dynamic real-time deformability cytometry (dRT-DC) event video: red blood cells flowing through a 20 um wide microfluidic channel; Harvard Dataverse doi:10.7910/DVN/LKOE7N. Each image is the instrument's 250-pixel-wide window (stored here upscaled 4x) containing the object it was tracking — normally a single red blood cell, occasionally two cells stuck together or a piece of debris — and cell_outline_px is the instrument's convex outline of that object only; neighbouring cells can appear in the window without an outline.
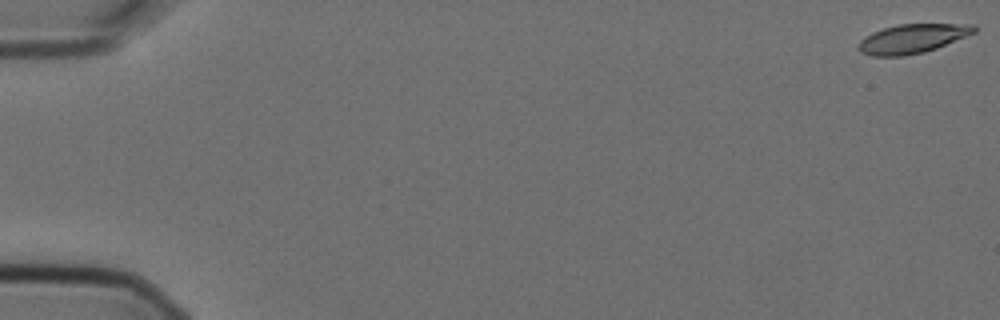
{"species": "Egyptian fruit bat (a non-hibernating species)", "species_latin": "Rousettus aegyptiacus", "temperature_condition": "cold", "stored_images_in_passage": 6, "camera_frame_rate_fps": 3000, "um_per_image_px": 0.085, "animal": {"sex": "female"}, "frame": {"image": 1, "passage_image": 1, "time_ms": 0.0, "image_size_px": [1000, 320], "cell_outline_px": [[976, 32], [936, 48], [924, 52], [904, 56], [872, 56], [860, 52], [860, 40], [872, 32], [884, 28], [900, 24], [976, 24]], "centroid_in_image_um": [77.57, 3.28], "position_along_channel_um": 7.4, "area_um2": 19.42}}
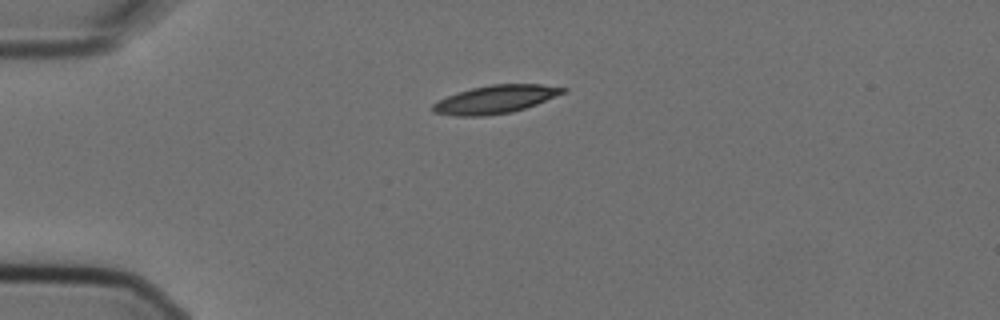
{"frame": {"image": 2, "passage_image": 5, "time_ms": 1.333, "image_size_px": [1000, 320], "cell_outline_px": [[568, 92], [536, 104], [512, 112], [484, 116], [456, 116], [432, 112], [432, 104], [456, 92], [472, 88], [492, 84], [540, 84], [568, 88]], "centroid_in_image_um": [42.13, 8.44], "position_along_channel_um": 42.9, "area_um2": 21.33}}